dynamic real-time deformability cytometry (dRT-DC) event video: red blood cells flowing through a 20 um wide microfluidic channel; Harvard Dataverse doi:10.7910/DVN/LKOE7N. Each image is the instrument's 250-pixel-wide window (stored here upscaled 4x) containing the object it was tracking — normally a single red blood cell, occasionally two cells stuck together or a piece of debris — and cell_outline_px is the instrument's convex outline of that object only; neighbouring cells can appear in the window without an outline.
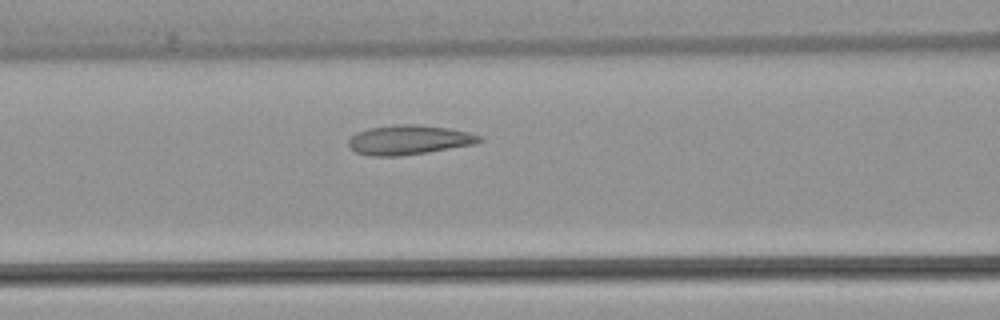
{"species": "common noctule bat (a hibernating species)", "species_latin": "Nyctalus noctula", "temperature_condition": "warm", "stored_images_in_passage": 3, "camera_frame_rate_fps": 3000, "um_per_image_px": 0.085, "animal": {"sex": "female", "body_mass_g": 22.7, "forearm_length_mm": 54.2}, "frame": {"image": 1, "passage_image": 3, "time_ms": 3.333, "image_size_px": [1000, 320], "cell_outline_px": [[484, 140], [476, 144], [428, 152], [400, 156], [372, 156], [356, 152], [348, 144], [348, 140], [356, 132], [368, 128], [392, 124], [416, 124], [448, 128], [468, 132], [480, 136]], "centroid_in_image_um": [34.76, 11.88], "position_along_channel_um": 131.8, "area_um2": 22.6}}